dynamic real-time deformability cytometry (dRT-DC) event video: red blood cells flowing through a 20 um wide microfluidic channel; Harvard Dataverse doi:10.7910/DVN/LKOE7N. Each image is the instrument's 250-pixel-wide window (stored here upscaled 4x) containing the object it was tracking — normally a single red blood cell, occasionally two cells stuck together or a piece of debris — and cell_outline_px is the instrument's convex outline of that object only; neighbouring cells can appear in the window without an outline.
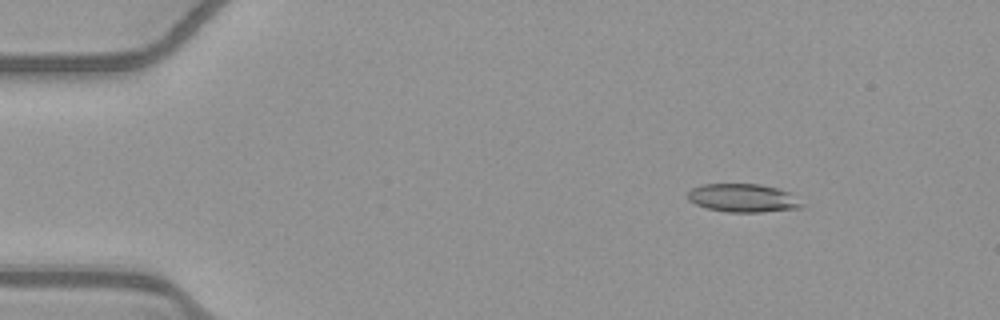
{"species": "common noctule bat (a hibernating species)", "species_latin": "Nyctalus noctula", "temperature_condition": "warm", "stored_images_in_passage": 52, "camera_frame_rate_fps": 3000, "um_per_image_px": 0.085, "animal": {"sex": "female", "body_mass_g": 21.9}, "frame": {"image": 1, "passage_image": 7, "time_ms": 2.0, "image_size_px": [1000, 320], "cell_outline_px": [[804, 204], [800, 208], [760, 212], [728, 212], [708, 208], [696, 204], [688, 200], [688, 192], [692, 188], [704, 184], [760, 184], [780, 188], [788, 192]], "centroid_in_image_um": [63.16, 16.82], "position_along_channel_um": 21.8, "area_um2": 18.73}}
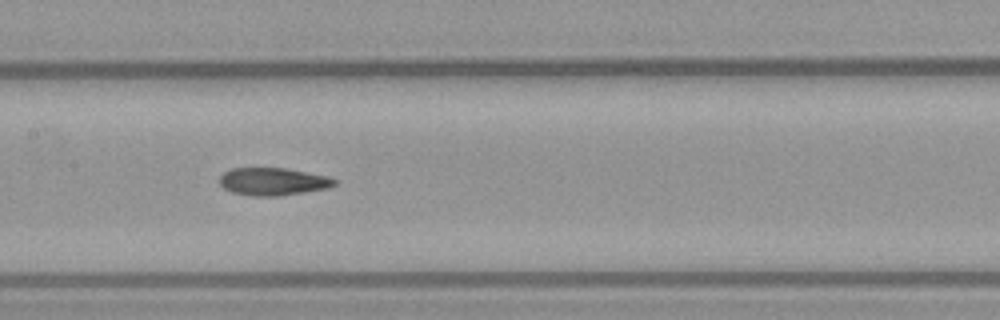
{"frame": {"image": 2, "passage_image": 26, "time_ms": 8.333, "image_size_px": [1000, 320], "cell_outline_px": [[336, 184], [328, 188], [280, 196], [252, 196], [232, 192], [224, 188], [220, 184], [220, 176], [224, 172], [232, 168], [284, 168], [328, 176], [336, 180]], "centroid_in_image_um": [23.2, 15.43], "position_along_channel_um": 184.2, "area_um2": 18.44}}
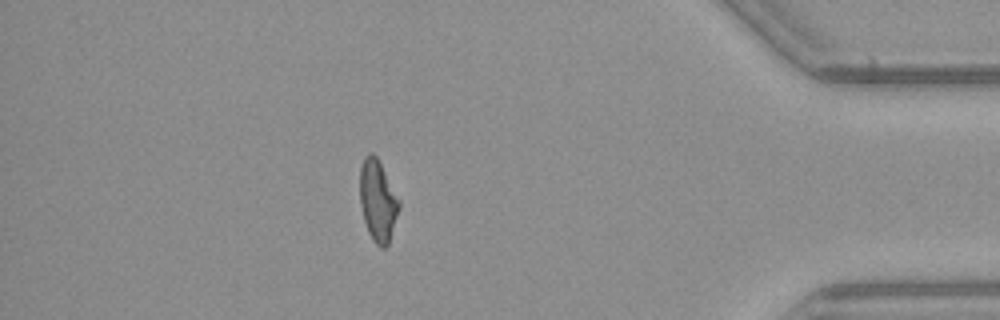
{"frame": {"image": 3, "passage_image": 46, "time_ms": 15.0, "image_size_px": [1000, 320], "cell_outline_px": [[400, 208], [388, 244], [384, 248], [380, 248], [372, 240], [368, 232], [364, 220], [360, 204], [360, 168], [364, 156], [368, 152], [372, 152], [376, 156], [400, 200]], "centroid_in_image_um": [32.11, 17.06], "position_along_channel_um": 403.1, "area_um2": 18.61}, "authors_computed_cell_mechanics": {"area_um2": 18.9295, "velocity_mm_per_s": 3.933, "shape_relaxation_time_tau1_ms": null, "shape_relaxation_time_tau2_ms": 3.4678, "deformation_change_tau1": null, "deformation_change_tau2": 0.1211}}